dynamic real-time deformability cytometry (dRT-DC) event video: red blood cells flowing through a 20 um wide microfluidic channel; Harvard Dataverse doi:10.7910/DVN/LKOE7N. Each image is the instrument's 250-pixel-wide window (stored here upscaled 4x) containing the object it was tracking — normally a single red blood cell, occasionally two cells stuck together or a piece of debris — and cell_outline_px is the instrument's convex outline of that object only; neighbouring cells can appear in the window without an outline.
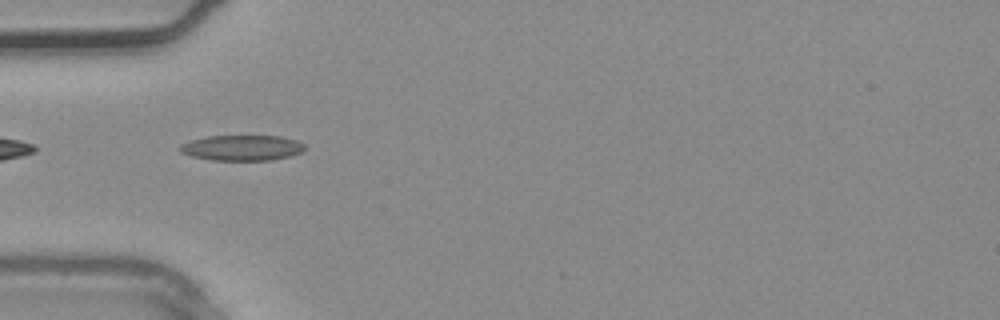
{"species": "common noctule bat (a hibernating species)", "species_latin": "Nyctalus noctula", "temperature_condition": "warm", "stored_images_in_passage": 4, "camera_frame_rate_fps": 3000, "um_per_image_px": 0.085, "animal": {"sex": "male", "body_mass_g": 20.4}, "frame": {"image": 1, "passage_image": 4, "time_ms": 1.0, "image_size_px": [1000, 320], "cell_outline_px": [[304, 152], [292, 156], [272, 160], [212, 160], [192, 156], [180, 152], [180, 144], [192, 140], [208, 136], [280, 136], [296, 140], [304, 144]], "centroid_in_image_um": [20.61, 12.57], "position_along_channel_um": 64.4, "area_um2": 18.55}}